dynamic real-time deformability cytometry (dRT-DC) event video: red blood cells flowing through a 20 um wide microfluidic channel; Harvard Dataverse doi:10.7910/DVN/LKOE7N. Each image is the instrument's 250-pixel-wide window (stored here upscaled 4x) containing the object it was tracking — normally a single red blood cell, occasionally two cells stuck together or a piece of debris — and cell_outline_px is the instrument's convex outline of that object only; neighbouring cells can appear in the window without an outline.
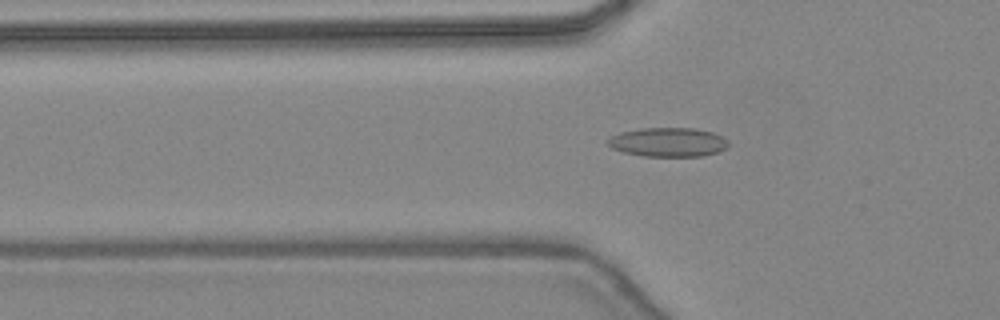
{"species": "common noctule bat (a hibernating species)", "species_latin": "Nyctalus noctula", "temperature_condition": "warm", "stored_images_in_passage": 46, "camera_frame_rate_fps": 3000, "um_per_image_px": 0.085, "animal": {"sex": "female", "body_mass_g": 24.6, "forearm_length_mm": 56.2}, "frame": {"image": 1, "passage_image": 16, "time_ms": 5.0, "image_size_px": [1000, 320], "cell_outline_px": [[728, 148], [704, 156], [644, 156], [624, 152], [612, 148], [604, 140], [620, 132], [640, 128], [696, 128], [712, 132], [728, 140]], "centroid_in_image_um": [56.78, 12.08], "position_along_channel_um": 69.0, "area_um2": 20.52}}
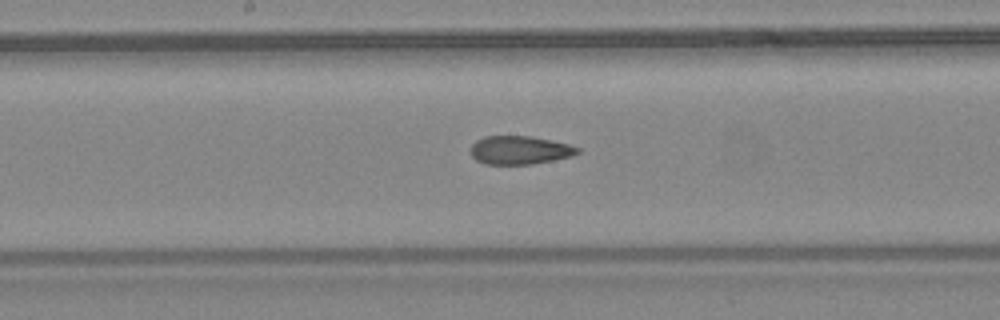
{"frame": {"image": 2, "passage_image": 25, "time_ms": 8.0, "image_size_px": [1000, 320], "cell_outline_px": [[580, 152], [572, 156], [532, 164], [484, 164], [476, 160], [472, 156], [472, 144], [476, 140], [484, 136], [532, 136], [568, 144], [580, 148]], "centroid_in_image_um": [44.18, 12.76], "position_along_channel_um": 204.0, "area_um2": 17.63}}
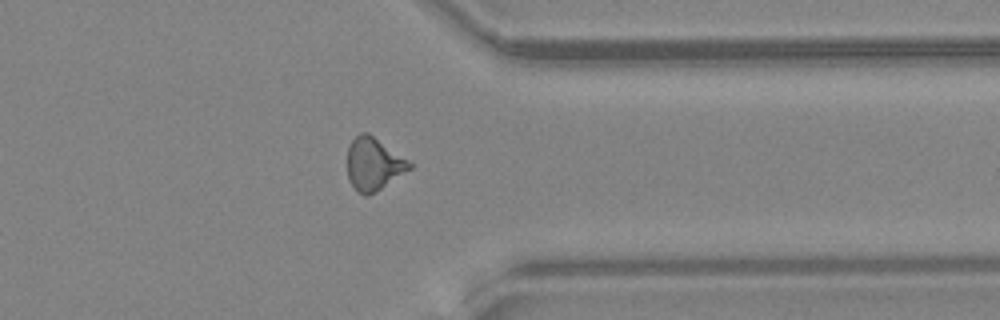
{"frame": {"image": 3, "passage_image": 37, "time_ms": 12.0, "image_size_px": [1000, 320], "cell_outline_px": [[412, 168], [376, 192], [368, 196], [364, 196], [352, 184], [348, 176], [348, 148], [352, 140], [360, 132], [368, 132], [408, 160], [412, 164]], "centroid_in_image_um": [31.76, 13.94], "position_along_channel_um": 379.6, "area_um2": 18.84}, "authors_computed_cell_mechanics": {"area_um2": 18.8139, "velocity_mm_per_s": 4.5021, "shape_relaxation_time_tau1_ms": null, "shape_relaxation_time_tau2_ms": 2.2128, "deformation_change_tau1": null, "deformation_change_tau2": 0.1028}}